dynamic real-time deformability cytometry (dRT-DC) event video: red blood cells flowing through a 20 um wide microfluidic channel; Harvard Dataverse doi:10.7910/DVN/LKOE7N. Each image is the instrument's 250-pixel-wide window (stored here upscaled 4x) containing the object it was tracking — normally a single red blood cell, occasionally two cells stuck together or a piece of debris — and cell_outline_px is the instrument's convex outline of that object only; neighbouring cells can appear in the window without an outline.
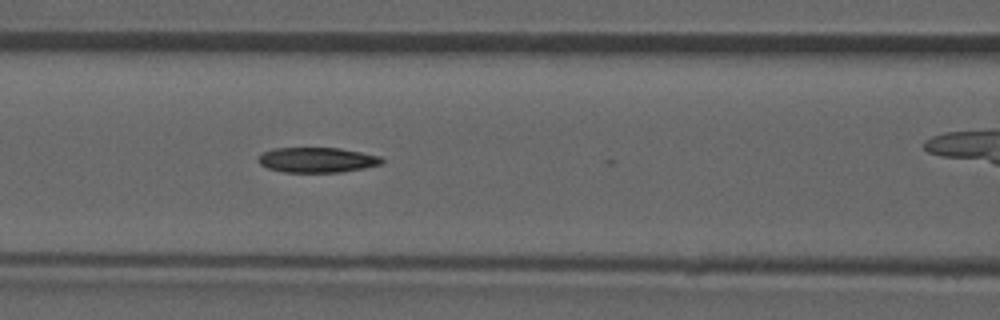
{"species": "common noctule bat (a hibernating species)", "species_latin": "Nyctalus noctula", "temperature_condition": "room temperature", "stored_images_in_passage": 38, "camera_frame_rate_fps": 3000, "um_per_image_px": 0.085, "animal": {"sex": "male", "forearm_length_mm": 52.5}, "frame": {"image": 1, "passage_image": 22, "time_ms": 7.0, "image_size_px": [1000, 320], "cell_outline_px": [[384, 164], [364, 168], [340, 172], [284, 172], [268, 168], [260, 164], [256, 160], [264, 152], [272, 148], [340, 148], [380, 156], [384, 160]], "centroid_in_image_um": [26.97, 13.59], "position_along_channel_um": 139.6, "area_um2": 18.09}}